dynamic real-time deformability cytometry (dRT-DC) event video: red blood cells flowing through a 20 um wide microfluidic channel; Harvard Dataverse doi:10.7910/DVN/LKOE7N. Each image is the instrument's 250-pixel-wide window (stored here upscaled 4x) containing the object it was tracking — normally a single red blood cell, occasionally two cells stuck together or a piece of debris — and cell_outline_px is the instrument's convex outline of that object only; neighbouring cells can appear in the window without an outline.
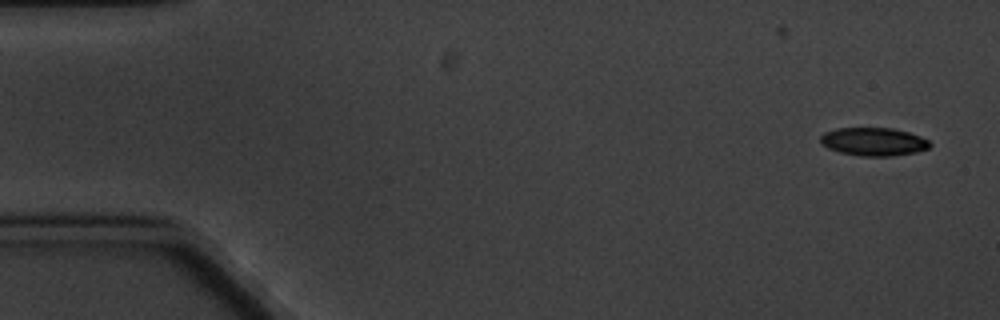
{"species": "common noctule bat (a hibernating species)", "species_latin": "Nyctalus noctula", "temperature_condition": "cold", "stored_images_in_passage": 5, "camera_frame_rate_fps": 3000, "um_per_image_px": 0.085, "animal": {"sex": "male", "body_mass_g": 20.1, "forearm_length_mm": 53.5}, "frame": {"image": 1, "passage_image": 1, "time_ms": 0.0, "image_size_px": [1000, 320], "cell_outline_px": [[932, 144], [928, 148], [916, 152], [892, 156], [860, 156], [840, 152], [828, 148], [820, 144], [820, 136], [824, 132], [836, 128], [892, 128], [908, 132], [920, 136], [928, 140]], "centroid_in_image_um": [74.23, 12.04], "position_along_channel_um": 10.8, "area_um2": 18.03}}
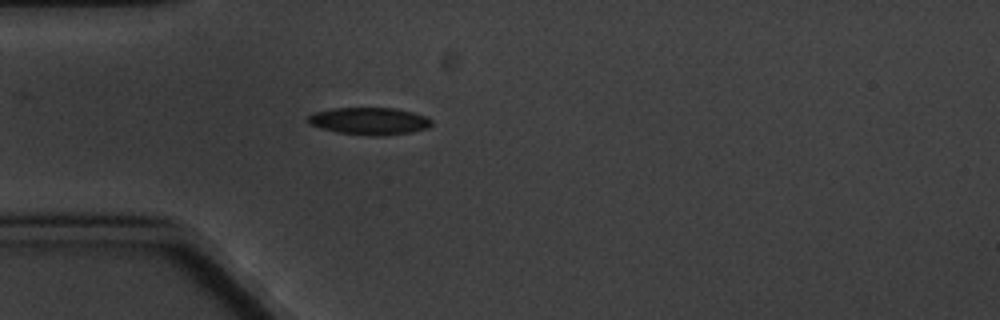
{"frame": {"image": 2, "passage_image": 5, "time_ms": 4.667, "image_size_px": [1000, 320], "cell_outline_px": [[432, 124], [428, 128], [412, 132], [380, 136], [372, 136], [336, 132], [320, 128], [312, 124], [308, 120], [308, 116], [312, 112], [332, 108], [396, 108], [428, 116], [432, 120]], "centroid_in_image_um": [31.42, 10.29], "position_along_channel_um": 53.6, "area_um2": 19.77}}